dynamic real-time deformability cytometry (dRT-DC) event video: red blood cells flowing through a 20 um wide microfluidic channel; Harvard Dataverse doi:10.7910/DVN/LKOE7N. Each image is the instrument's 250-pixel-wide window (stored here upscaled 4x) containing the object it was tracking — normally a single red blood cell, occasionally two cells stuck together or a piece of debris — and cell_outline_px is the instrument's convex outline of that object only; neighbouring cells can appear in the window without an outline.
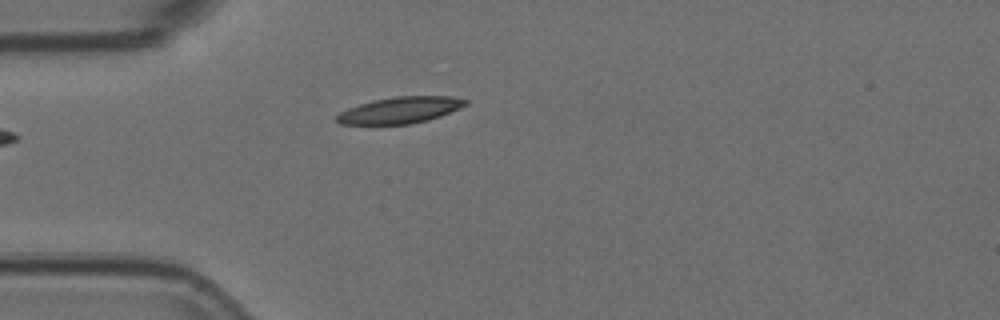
{"species": "Egyptian fruit bat (a non-hibernating species)", "species_latin": "Rousettus aegyptiacus", "temperature_condition": "room temperature", "stored_images_in_passage": 2, "camera_frame_rate_fps": 3000, "um_per_image_px": 0.085, "animal": {"sex": "female"}, "frame": {"image": 1, "passage_image": 2, "time_ms": 0.333, "image_size_px": [1000, 320], "cell_outline_px": [[468, 104], [460, 108], [440, 116], [428, 120], [412, 124], [340, 124], [332, 116], [348, 108], [360, 104], [376, 100], [396, 96], [452, 96], [468, 100]], "centroid_in_image_um": [34.01, 9.36], "position_along_channel_um": 51.0, "area_um2": 19.83}}